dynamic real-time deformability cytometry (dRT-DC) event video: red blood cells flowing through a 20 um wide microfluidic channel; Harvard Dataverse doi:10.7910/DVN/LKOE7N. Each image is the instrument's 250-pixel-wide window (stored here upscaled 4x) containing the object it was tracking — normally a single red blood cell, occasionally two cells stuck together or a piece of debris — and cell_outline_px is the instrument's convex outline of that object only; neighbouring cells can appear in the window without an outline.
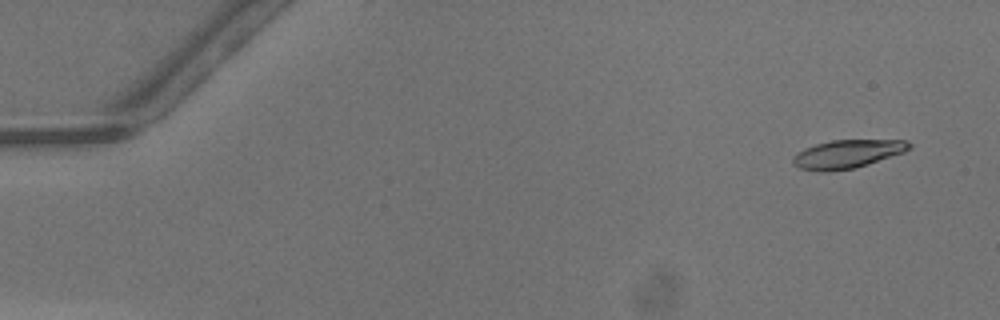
{"species": "common noctule bat (a hibernating species)", "species_latin": "Nyctalus noctula", "temperature_condition": "warm", "stored_images_in_passage": 48, "camera_frame_rate_fps": 3000, "um_per_image_px": 0.085, "animal": {"sex": "male", "body_mass_g": 13.3}, "frame": {"image": 1, "passage_image": 2, "time_ms": 0.333, "image_size_px": [1000, 320], "cell_outline_px": [[912, 148], [904, 152], [856, 168], [828, 172], [816, 172], [800, 168], [792, 164], [792, 156], [804, 148], [816, 144], [832, 140], [904, 140], [912, 144]], "centroid_in_image_um": [71.99, 13.1], "position_along_channel_um": 13.0, "area_um2": 19.42}}
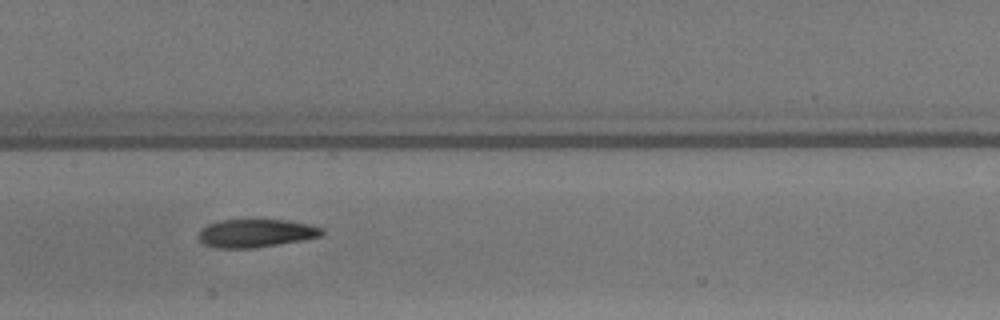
{"frame": {"image": 2, "passage_image": 24, "time_ms": 7.667, "image_size_px": [1000, 320], "cell_outline_px": [[324, 232], [320, 236], [300, 240], [252, 248], [216, 248], [204, 244], [200, 240], [200, 232], [208, 224], [220, 220], [288, 220], [308, 224], [324, 228]], "centroid_in_image_um": [21.76, 19.81], "position_along_channel_um": 185.6, "area_um2": 19.88}}
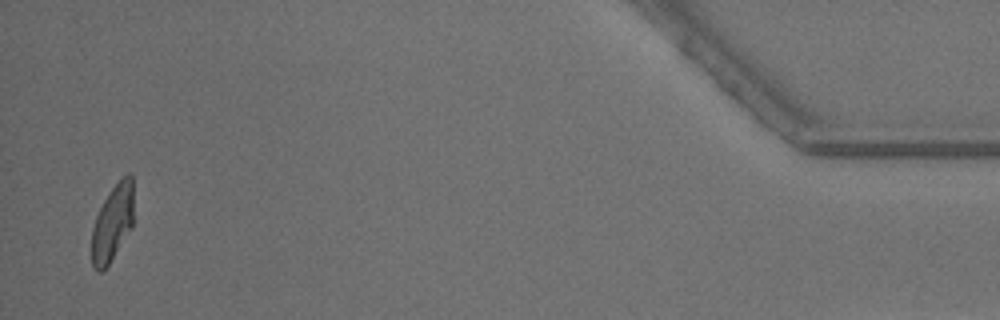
{"frame": {"image": 3, "passage_image": 47, "time_ms": 15.333, "image_size_px": [1000, 320], "cell_outline_px": [[132, 228], [104, 272], [100, 272], [92, 268], [92, 228], [96, 216], [108, 192], [128, 172], [132, 176]], "centroid_in_image_um": [9.55, 19.01], "position_along_channel_um": 425.7, "area_um2": 18.61}, "authors_computed_cell_mechanics": {"area_um2": 20.0566, "velocity_mm_per_s": 4.2671, "shape_relaxation_time_tau1_ms": 8.8129, "shape_relaxation_time_tau2_ms": 2.371, "deformation_change_tau1": 0.2679, "deformation_change_tau2": 0.0943}}